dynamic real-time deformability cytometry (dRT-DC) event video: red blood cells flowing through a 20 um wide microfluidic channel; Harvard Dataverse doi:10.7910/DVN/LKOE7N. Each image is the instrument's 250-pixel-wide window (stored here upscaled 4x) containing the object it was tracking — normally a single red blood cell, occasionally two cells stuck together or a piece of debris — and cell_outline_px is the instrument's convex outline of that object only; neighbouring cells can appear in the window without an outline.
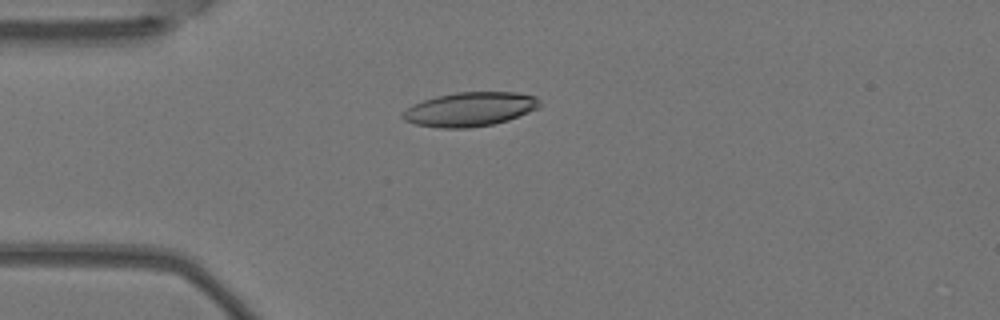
{"species": "Egyptian fruit bat (a non-hibernating species)", "species_latin": "Rousettus aegyptiacus", "temperature_condition": "warm", "stored_images_in_passage": 4, "camera_frame_rate_fps": 3000, "um_per_image_px": 0.085, "animal": {"sex": "female"}, "frame": {"image": 1, "passage_image": 2, "time_ms": 0.333, "image_size_px": [1000, 320], "cell_outline_px": [[540, 108], [508, 120], [492, 124], [468, 128], [440, 128], [416, 124], [404, 120], [400, 116], [400, 112], [412, 104], [436, 96], [456, 92], [516, 92], [536, 96], [540, 100]], "centroid_in_image_um": [39.93, 9.28], "position_along_channel_um": 45.1, "area_um2": 27.46}}
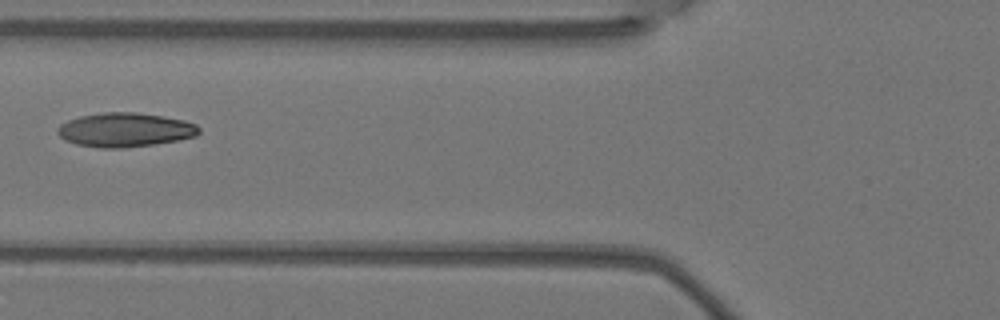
{"frame": {"image": 2, "passage_image": 4, "time_ms": 1.0, "image_size_px": [1000, 320], "cell_outline_px": [[200, 132], [196, 136], [176, 140], [152, 144], [124, 148], [100, 148], [76, 144], [64, 140], [56, 132], [56, 128], [60, 124], [68, 120], [80, 116], [104, 112], [136, 112], [164, 116], [184, 120], [196, 124], [200, 128]], "centroid_in_image_um": [10.61, 11.03], "position_along_channel_um": 115.2, "area_um2": 28.21}}